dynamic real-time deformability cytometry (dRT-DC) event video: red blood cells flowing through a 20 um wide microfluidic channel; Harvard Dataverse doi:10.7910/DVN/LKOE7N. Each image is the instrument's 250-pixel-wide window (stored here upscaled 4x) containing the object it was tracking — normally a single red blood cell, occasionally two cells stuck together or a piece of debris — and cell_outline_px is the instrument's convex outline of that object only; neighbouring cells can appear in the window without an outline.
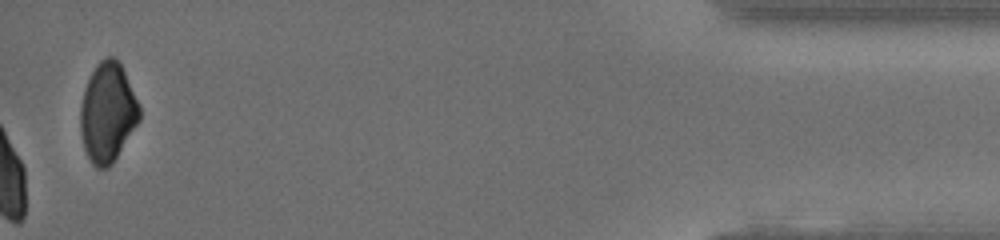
{"species": "human", "species_latin": "Homo sapiens", "temperature_condition": "cold", "stored_images_in_passage": 29, "camera_frame_rate_fps": 3000, "um_per_image_px": 0.085, "donor": {"sex": "male"}, "frame": {"image": 1, "passage_image": 29, "time_ms": 17.0, "image_size_px": [1000, 240], "cell_outline_px": [[140, 120], [112, 164], [104, 168], [96, 168], [92, 164], [84, 148], [80, 132], [80, 108], [84, 88], [96, 64], [100, 60], [108, 56], [116, 56], [140, 104]], "centroid_in_image_um": [9.14, 9.56], "position_along_channel_um": 426.1, "area_um2": 34.22}, "authors_computed_cell_mechanics": {"area_um2": 37.4544, "velocity_mm_per_s": 3.8812, "shape_relaxation_time_tau1_ms": 2.3894, "shape_relaxation_time_tau2_ms": null, "deformation_change_tau1": 0.0691, "deformation_change_tau2": null}}